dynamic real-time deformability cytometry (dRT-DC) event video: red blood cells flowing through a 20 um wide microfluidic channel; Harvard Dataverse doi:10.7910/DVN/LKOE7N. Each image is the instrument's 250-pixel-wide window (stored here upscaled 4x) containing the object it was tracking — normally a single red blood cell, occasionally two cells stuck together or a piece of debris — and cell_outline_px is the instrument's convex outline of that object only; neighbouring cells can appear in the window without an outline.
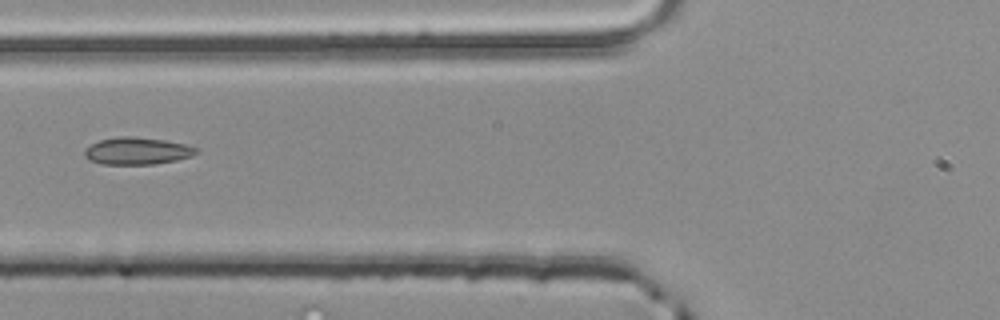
{"species": "common noctule bat (a hibernating species)", "species_latin": "Nyctalus noctula", "temperature_condition": "room temperature", "stored_images_in_passage": 2, "camera_frame_rate_fps": 3000, "um_per_image_px": 0.085, "animal": {"sex": "male", "body_mass_g": 20.4}, "frame": {"image": 1, "passage_image": 2, "time_ms": 0.333, "image_size_px": [1000, 320], "cell_outline_px": [[200, 152], [192, 156], [176, 160], [152, 164], [100, 164], [88, 160], [84, 156], [84, 152], [92, 144], [100, 140], [120, 136], [132, 136], [164, 140], [184, 144], [200, 148]], "centroid_in_image_um": [11.69, 12.83], "position_along_channel_um": 114.1, "area_um2": 17.69}}